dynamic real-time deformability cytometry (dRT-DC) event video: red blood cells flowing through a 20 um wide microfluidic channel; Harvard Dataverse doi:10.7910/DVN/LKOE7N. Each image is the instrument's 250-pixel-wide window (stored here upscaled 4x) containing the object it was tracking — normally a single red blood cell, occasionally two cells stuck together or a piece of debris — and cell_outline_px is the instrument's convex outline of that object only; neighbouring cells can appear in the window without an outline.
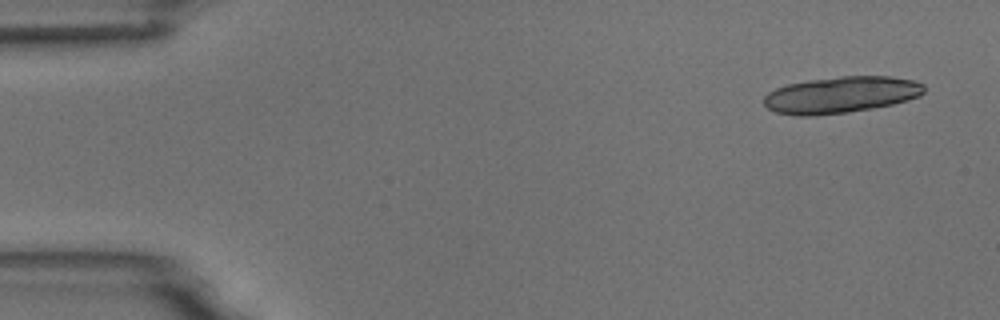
{"species": "common noctule bat (a hibernating species)", "species_latin": "Nyctalus noctula", "temperature_condition": "room temperature", "stored_images_in_passage": 4, "camera_frame_rate_fps": 3000, "um_per_image_px": 0.085, "animal": {"sex": "male", "body_mass_g": 18.8}, "frame": {"image": 1, "passage_image": 1, "time_ms": 0.0, "image_size_px": [1000, 320], "cell_outline_px": [[924, 92], [920, 96], [908, 100], [892, 104], [872, 108], [848, 112], [812, 116], [796, 116], [776, 112], [768, 108], [764, 104], [764, 96], [768, 92], [776, 88], [788, 84], [808, 80], [840, 76], [892, 76], [912, 80], [924, 84]], "centroid_in_image_um": [71.48, 8.06], "position_along_channel_um": 13.5, "area_um2": 34.16}}